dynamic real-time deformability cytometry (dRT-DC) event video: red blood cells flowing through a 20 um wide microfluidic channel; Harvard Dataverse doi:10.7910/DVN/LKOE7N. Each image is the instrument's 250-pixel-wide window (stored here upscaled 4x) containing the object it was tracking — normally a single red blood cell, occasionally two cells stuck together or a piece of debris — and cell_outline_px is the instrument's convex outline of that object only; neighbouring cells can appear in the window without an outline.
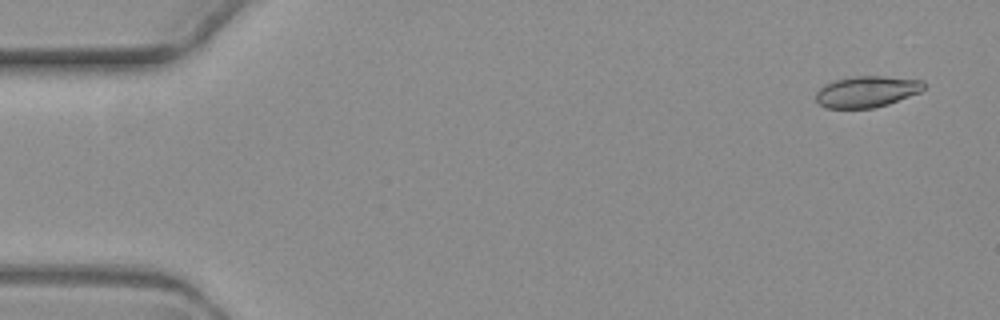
{"species": "common noctule bat (a hibernating species)", "species_latin": "Nyctalus noctula", "temperature_condition": "warm", "stored_images_in_passage": 5, "segment_of_instrument_passage": [2, 2], "camera_frame_rate_fps": 3000, "um_per_image_px": 0.085, "animal": {"sex": "female", "body_mass_g": 19.3, "forearm_length_mm": 54.1}, "frame": {"image": 1, "passage_image": 5, "time_ms": 5.333, "image_size_px": [1000, 320], "cell_outline_px": [[924, 88], [920, 92], [888, 104], [872, 108], [828, 108], [820, 104], [816, 100], [816, 92], [824, 84], [836, 80], [856, 76], [884, 76], [924, 80]], "centroid_in_image_um": [73.68, 7.78], "position_along_channel_um": 11.3, "area_um2": 19.54}}